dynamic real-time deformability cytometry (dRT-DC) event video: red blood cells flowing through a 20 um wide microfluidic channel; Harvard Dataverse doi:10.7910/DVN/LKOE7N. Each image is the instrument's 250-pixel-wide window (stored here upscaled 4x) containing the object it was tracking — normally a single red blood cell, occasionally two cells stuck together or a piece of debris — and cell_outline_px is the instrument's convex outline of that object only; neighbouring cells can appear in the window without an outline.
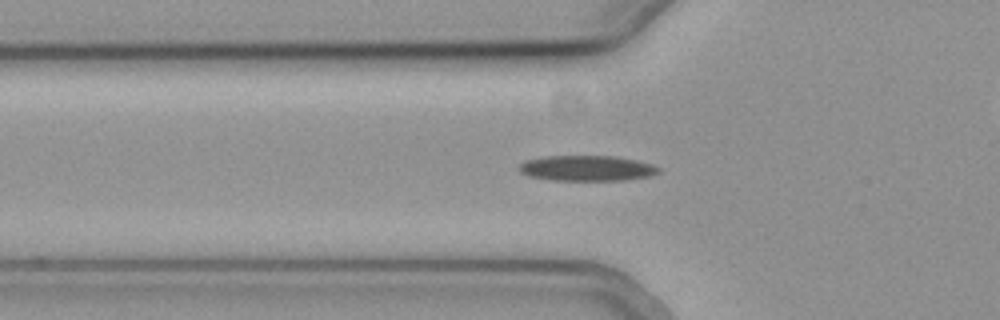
{"species": "common noctule bat (a hibernating species)", "species_latin": "Nyctalus noctula", "temperature_condition": "cold", "stored_images_in_passage": 56, "camera_frame_rate_fps": 3000, "um_per_image_px": 0.085, "animal": {"sex": "female", "body_mass_g": 19.3, "forearm_length_mm": 54.1}, "frame": {"image": 1, "passage_image": 19, "time_ms": 6.0, "image_size_px": [1000, 320], "cell_outline_px": [[660, 172], [648, 176], [624, 180], [552, 180], [528, 176], [520, 172], [516, 168], [524, 160], [544, 156], [616, 156], [636, 160], [652, 164], [660, 168]], "centroid_in_image_um": [49.84, 14.29], "position_along_channel_um": 76.0, "area_um2": 20.81}}
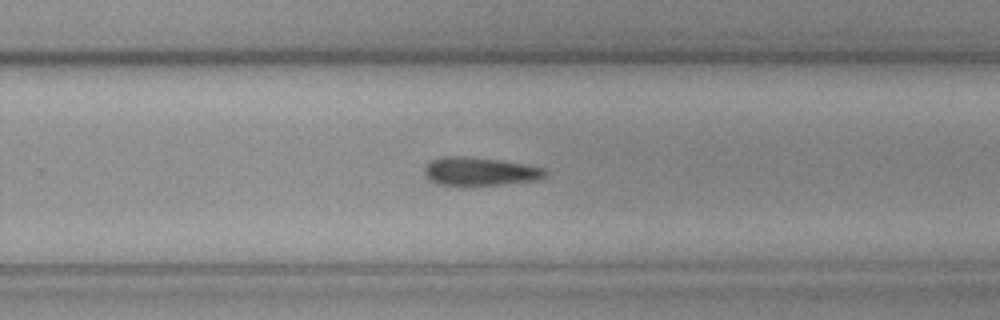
{"frame": {"image": 2, "passage_image": 36, "time_ms": 11.667, "image_size_px": [1000, 320], "cell_outline_px": [[548, 172], [544, 176], [536, 180], [468, 188], [436, 184], [428, 180], [424, 172], [424, 168], [432, 160], [444, 156], [464, 156], [500, 160], [524, 164], [544, 168]], "centroid_in_image_um": [40.73, 14.61], "position_along_channel_um": 289.1, "area_um2": 20.52}}
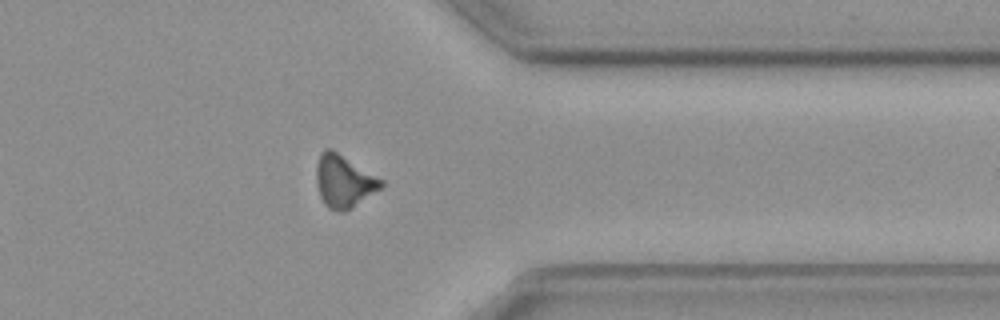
{"frame": {"image": 3, "passage_image": 44, "time_ms": 14.333, "image_size_px": [1000, 320], "cell_outline_px": [[384, 184], [380, 188], [352, 208], [344, 212], [340, 212], [328, 208], [324, 204], [320, 196], [316, 184], [316, 168], [320, 152], [324, 148], [332, 148], [384, 180]], "centroid_in_image_um": [29.2, 15.39], "position_along_channel_um": 382.2, "area_um2": 20.0}, "authors_computed_cell_mechanics": {"area_um2": 19.8543, "velocity_mm_per_s": 3.7676, "shape_relaxation_time_tau1_ms": 6.6527, "shape_relaxation_time_tau2_ms": null, "deformation_change_tau1": 0.1412, "deformation_change_tau2": null}}